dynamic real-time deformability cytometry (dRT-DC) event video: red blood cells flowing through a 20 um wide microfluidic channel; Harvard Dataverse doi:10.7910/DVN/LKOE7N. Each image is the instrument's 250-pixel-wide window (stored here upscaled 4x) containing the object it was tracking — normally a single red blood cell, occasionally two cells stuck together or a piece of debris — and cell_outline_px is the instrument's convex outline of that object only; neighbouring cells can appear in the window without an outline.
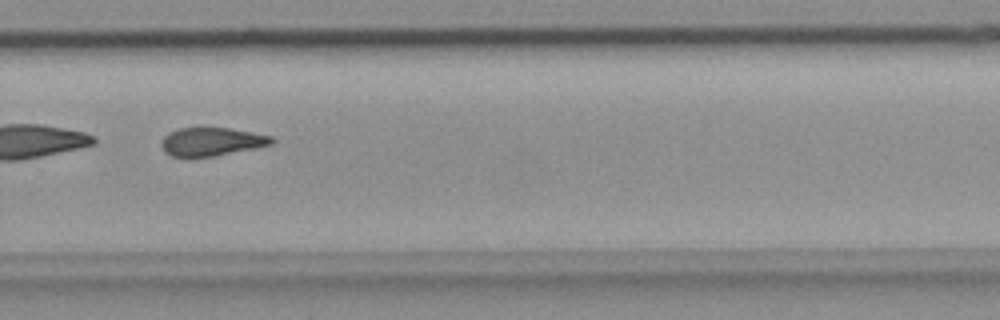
{"species": "common noctule bat (a hibernating species)", "species_latin": "Nyctalus noctula", "temperature_condition": "room temperature", "stored_images_in_passage": 53, "camera_frame_rate_fps": 3000, "um_per_image_px": 0.085, "animal": {"sex": "female", "body_mass_g": 18.4}, "frame": {"image": 1, "passage_image": 37, "time_ms": 12.0, "image_size_px": [1000, 320], "cell_outline_px": [[276, 140], [272, 144], [212, 156], [172, 156], [164, 152], [160, 144], [164, 136], [168, 132], [180, 128], [200, 124], [204, 124], [252, 132], [272, 136]], "centroid_in_image_um": [17.93, 11.97], "position_along_channel_um": 311.9, "area_um2": 18.67}, "authors_computed_cell_mechanics": {"area_um2": 21.7328, "velocity_mm_per_s": 3.6972, "shape_relaxation_time_tau1_ms": null, "shape_relaxation_time_tau2_ms": 6.1539, "deformation_change_tau1": null, "deformation_change_tau2": 0.1608}}